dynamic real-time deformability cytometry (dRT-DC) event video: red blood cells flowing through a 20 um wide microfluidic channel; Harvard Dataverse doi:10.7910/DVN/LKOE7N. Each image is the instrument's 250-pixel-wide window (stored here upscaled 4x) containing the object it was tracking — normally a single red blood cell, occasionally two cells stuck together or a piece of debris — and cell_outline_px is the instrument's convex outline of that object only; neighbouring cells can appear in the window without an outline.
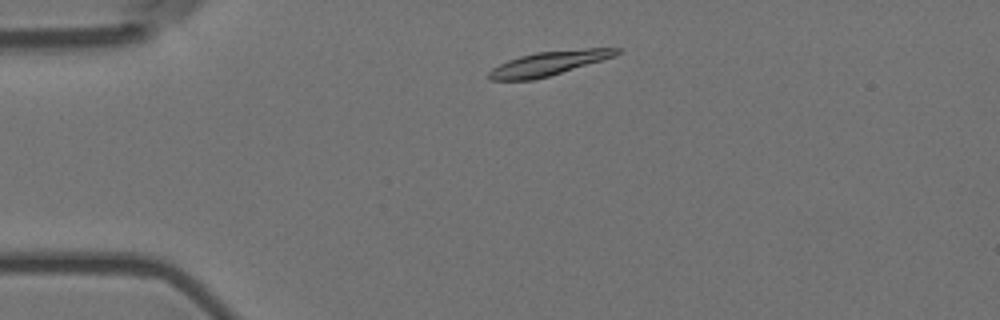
{"species": "Egyptian fruit bat (a non-hibernating species)", "species_latin": "Rousettus aegyptiacus", "temperature_condition": "room temperature", "stored_images_in_passage": 3, "camera_frame_rate_fps": 3000, "um_per_image_px": 0.085, "animal": {"sex": "female"}, "frame": {"image": 1, "passage_image": 2, "time_ms": 0.333, "image_size_px": [1000, 320], "cell_outline_px": [[620, 52], [616, 56], [548, 76], [532, 80], [488, 80], [488, 72], [492, 68], [508, 60], [520, 56], [536, 52], [584, 48], [620, 48]], "centroid_in_image_um": [46.63, 5.38], "position_along_channel_um": 38.4, "area_um2": 17.92}}